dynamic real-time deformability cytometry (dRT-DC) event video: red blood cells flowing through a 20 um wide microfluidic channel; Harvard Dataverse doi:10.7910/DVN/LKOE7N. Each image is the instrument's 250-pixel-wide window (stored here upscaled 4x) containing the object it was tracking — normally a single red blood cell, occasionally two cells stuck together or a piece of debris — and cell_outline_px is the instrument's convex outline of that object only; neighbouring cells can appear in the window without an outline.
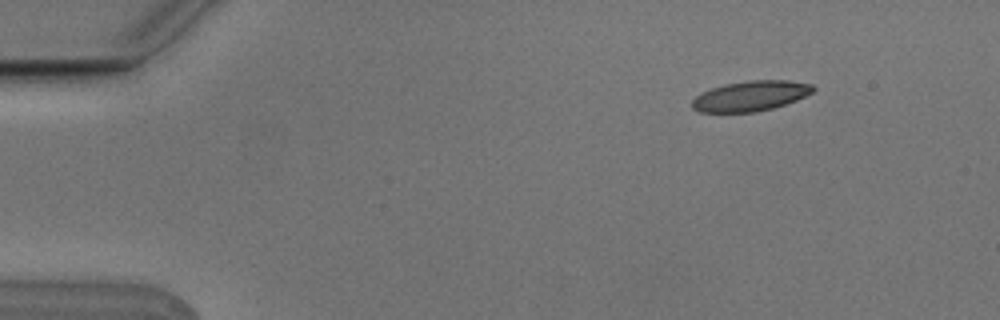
{"species": "Egyptian fruit bat (a non-hibernating species)", "species_latin": "Rousettus aegyptiacus", "temperature_condition": "cold", "stored_images_in_passage": 7, "camera_frame_rate_fps": 3000, "um_per_image_px": 0.085, "animal": {"sex": "male"}, "frame": {"image": 1, "passage_image": 2, "time_ms": 0.333, "image_size_px": [1000, 320], "cell_outline_px": [[816, 88], [812, 92], [796, 100], [772, 108], [756, 112], [700, 112], [692, 108], [692, 100], [696, 96], [712, 88], [724, 84], [752, 80], [788, 80], [812, 84]], "centroid_in_image_um": [63.8, 8.15], "position_along_channel_um": 21.2, "area_um2": 21.1}}
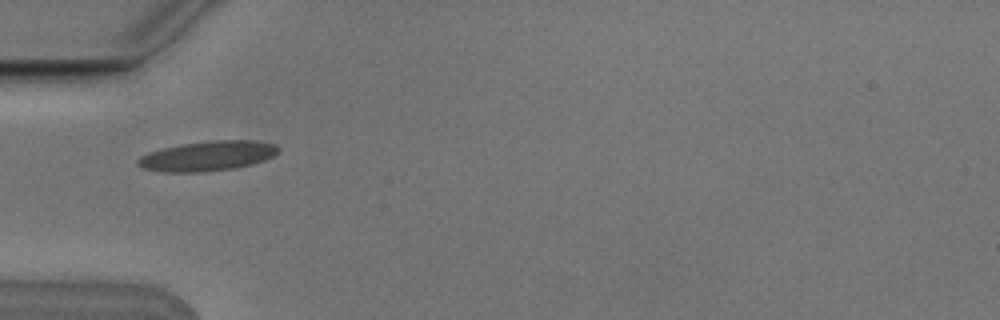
{"frame": {"image": 2, "passage_image": 5, "time_ms": 1.333, "image_size_px": [1000, 320], "cell_outline_px": [[280, 152], [264, 160], [252, 164], [236, 168], [204, 172], [164, 172], [144, 168], [136, 164], [136, 160], [140, 156], [148, 152], [164, 148], [184, 144], [212, 140], [256, 140], [276, 144], [280, 148]], "centroid_in_image_um": [17.68, 13.26], "position_along_channel_um": 67.3, "area_um2": 24.57}}
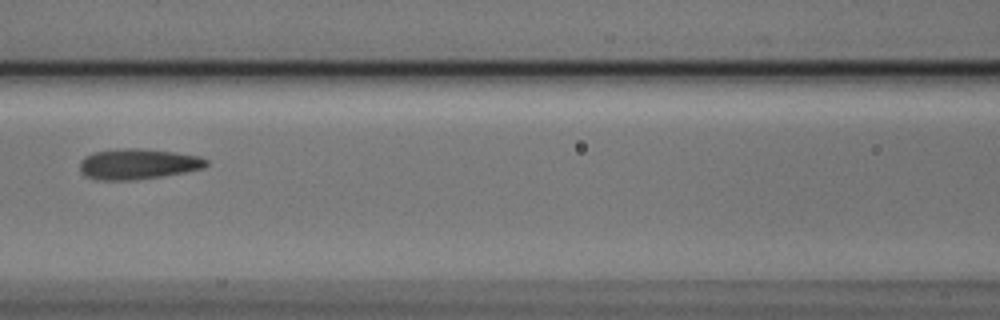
{"frame": {"image": 3, "passage_image": 7, "time_ms": 2.0, "image_size_px": [1000, 320], "cell_outline_px": [[208, 164], [204, 168], [188, 172], [136, 180], [96, 180], [80, 172], [80, 160], [84, 156], [92, 152], [124, 148], [136, 148], [176, 152], [200, 156], [208, 160]], "centroid_in_image_um": [11.74, 13.94], "position_along_channel_um": 154.9, "area_um2": 22.77}}